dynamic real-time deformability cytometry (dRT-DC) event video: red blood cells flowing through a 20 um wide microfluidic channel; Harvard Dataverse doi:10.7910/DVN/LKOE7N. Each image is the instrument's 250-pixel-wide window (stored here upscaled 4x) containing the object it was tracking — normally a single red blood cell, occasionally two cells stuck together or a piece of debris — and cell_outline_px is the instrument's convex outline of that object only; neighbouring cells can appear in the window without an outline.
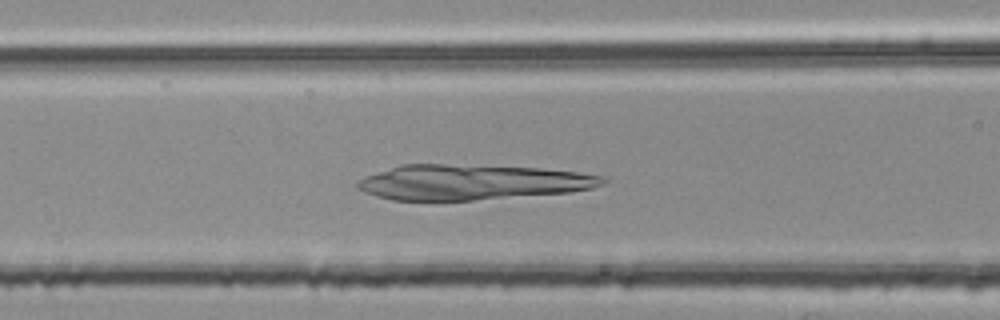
{"species": "common noctule bat (a hibernating species)", "species_latin": "Nyctalus noctula", "temperature_condition": "room temperature", "stored_images_in_passage": 48, "camera_frame_rate_fps": 3000, "um_per_image_px": 0.085, "animal": {"sex": "female", "body_mass_g": 25.1}, "frame": {"image": 1, "passage_image": 20, "time_ms": 6.333, "image_size_px": [1000, 320], "cell_outline_px": [[608, 180], [604, 184], [592, 188], [568, 192], [472, 200], [392, 200], [376, 196], [364, 192], [356, 188], [356, 184], [364, 176], [400, 164], [444, 164], [540, 168], [576, 172], [604, 176]], "centroid_in_image_um": [40.08, 15.48], "position_along_channel_um": 126.5, "area_um2": 50.11}}
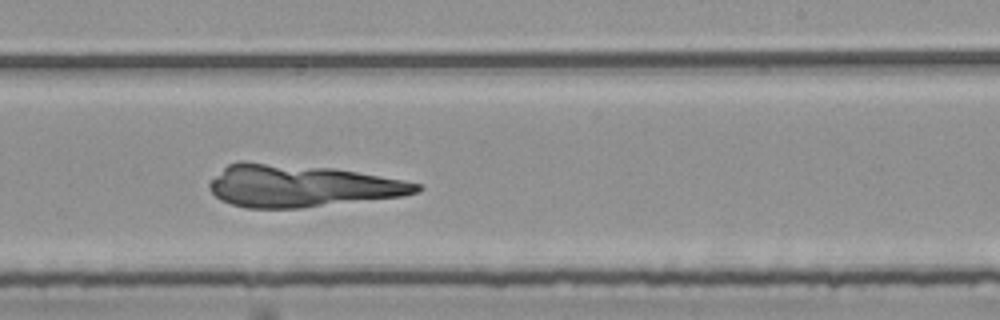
{"frame": {"image": 2, "passage_image": 31, "time_ms": 10.0, "image_size_px": [1000, 320], "cell_outline_px": [[424, 188], [420, 192], [404, 196], [300, 208], [248, 208], [232, 204], [220, 200], [208, 188], [208, 184], [228, 164], [240, 160], [244, 160], [332, 168], [404, 180], [420, 184]], "centroid_in_image_um": [25.61, 15.79], "position_along_channel_um": 263.4, "area_um2": 50.98}}
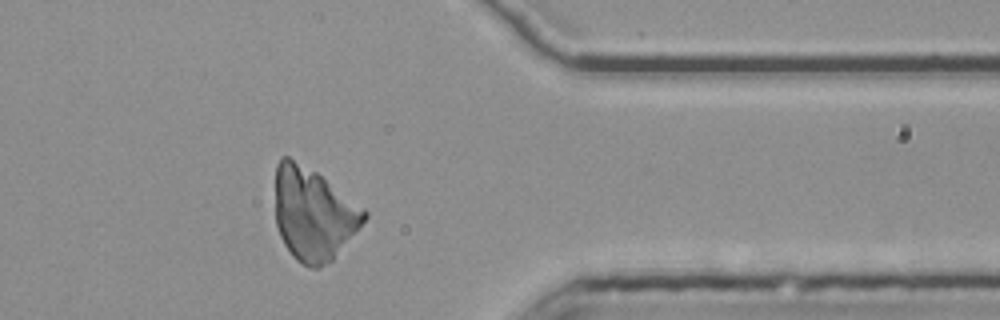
{"frame": {"image": 3, "passage_image": 42, "time_ms": 13.667, "image_size_px": [1000, 320], "cell_outline_px": [[368, 216], [332, 260], [320, 268], [308, 268], [296, 260], [292, 256], [284, 244], [280, 236], [276, 224], [276, 164], [280, 156], [288, 156], [316, 172], [364, 208], [368, 212]], "centroid_in_image_um": [26.61, 18.2], "position_along_channel_um": 384.8, "area_um2": 47.63}}